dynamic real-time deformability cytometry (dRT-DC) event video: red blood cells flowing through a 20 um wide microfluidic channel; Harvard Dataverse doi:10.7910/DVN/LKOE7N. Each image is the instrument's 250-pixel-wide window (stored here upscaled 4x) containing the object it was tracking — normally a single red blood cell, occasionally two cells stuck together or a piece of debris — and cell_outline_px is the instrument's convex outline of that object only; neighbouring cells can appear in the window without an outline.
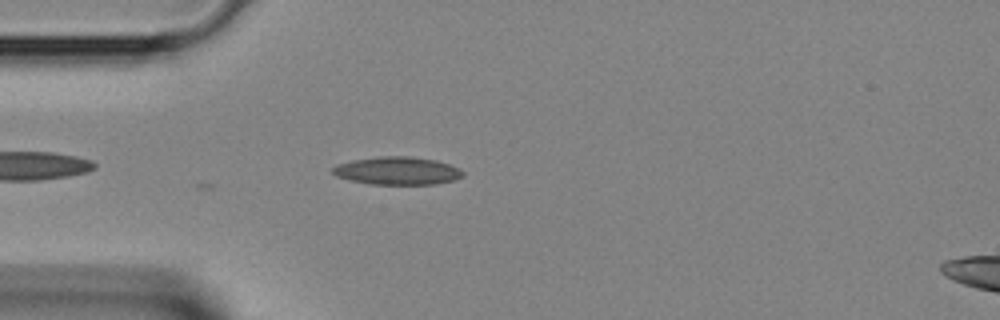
{"species": "Egyptian fruit bat (a non-hibernating species)", "species_latin": "Rousettus aegyptiacus", "temperature_condition": "room temperature", "stored_images_in_passage": 11, "camera_frame_rate_fps": 3000, "um_per_image_px": 0.085, "animal": {"sex": "female"}, "frame": {"image": 1, "passage_image": 11, "time_ms": 3.333, "image_size_px": [1000, 320], "cell_outline_px": [[464, 176], [452, 180], [436, 184], [368, 184], [348, 180], [336, 176], [332, 172], [332, 168], [336, 164], [352, 160], [380, 156], [412, 156], [436, 160], [460, 168], [464, 172]], "centroid_in_image_um": [33.75, 14.51], "position_along_channel_um": 51.2, "area_um2": 21.33}}